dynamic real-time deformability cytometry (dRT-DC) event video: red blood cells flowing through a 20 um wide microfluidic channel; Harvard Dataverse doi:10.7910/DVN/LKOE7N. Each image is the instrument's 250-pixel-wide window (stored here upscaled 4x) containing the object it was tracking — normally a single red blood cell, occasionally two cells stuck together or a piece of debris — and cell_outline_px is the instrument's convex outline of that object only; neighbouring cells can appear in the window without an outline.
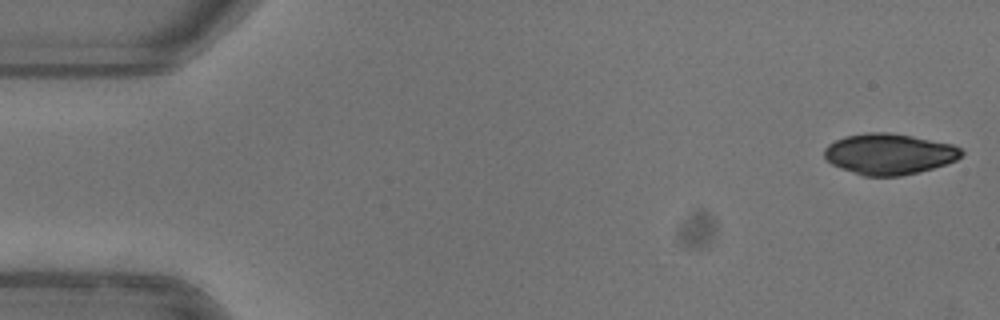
{"species": "common noctule bat (a hibernating species)", "species_latin": "Nyctalus noctula", "temperature_condition": "warm", "stored_images_in_passage": 45, "camera_frame_rate_fps": 3000, "um_per_image_px": 0.085, "animal": {"sex": "female"}, "frame": {"image": 1, "passage_image": 1, "time_ms": 0.0, "image_size_px": [1000, 320], "cell_outline_px": [[964, 152], [956, 160], [948, 164], [920, 172], [900, 176], [864, 176], [840, 168], [832, 164], [824, 156], [824, 148], [828, 144], [844, 136], [868, 132], [888, 132], [912, 136], [952, 144], [960, 148]], "centroid_in_image_um": [75.58, 13.09], "position_along_channel_um": 9.4, "area_um2": 32.77}}